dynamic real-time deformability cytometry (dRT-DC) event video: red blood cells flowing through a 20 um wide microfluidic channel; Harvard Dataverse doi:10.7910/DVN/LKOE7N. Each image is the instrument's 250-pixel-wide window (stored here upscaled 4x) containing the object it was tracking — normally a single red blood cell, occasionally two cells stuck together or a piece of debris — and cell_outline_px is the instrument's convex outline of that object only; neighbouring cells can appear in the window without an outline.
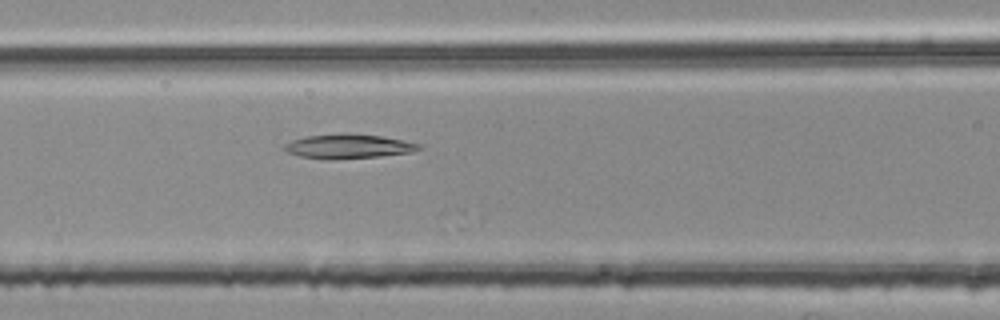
{"species": "common noctule bat (a hibernating species)", "species_latin": "Nyctalus noctula", "temperature_condition": "room temperature", "stored_images_in_passage": 28, "camera_frame_rate_fps": 3000, "um_per_image_px": 0.085, "animal": {"sex": "female", "body_mass_g": 25.1}, "frame": {"image": 1, "passage_image": 23, "time_ms": 7.333, "image_size_px": [1000, 320], "cell_outline_px": [[424, 148], [412, 152], [380, 156], [332, 160], [328, 160], [300, 156], [288, 152], [284, 148], [284, 144], [292, 140], [304, 136], [340, 132], [348, 132], [384, 136], [420, 144]], "centroid_in_image_um": [29.61, 12.42], "position_along_channel_um": 137.0, "area_um2": 19.54}}
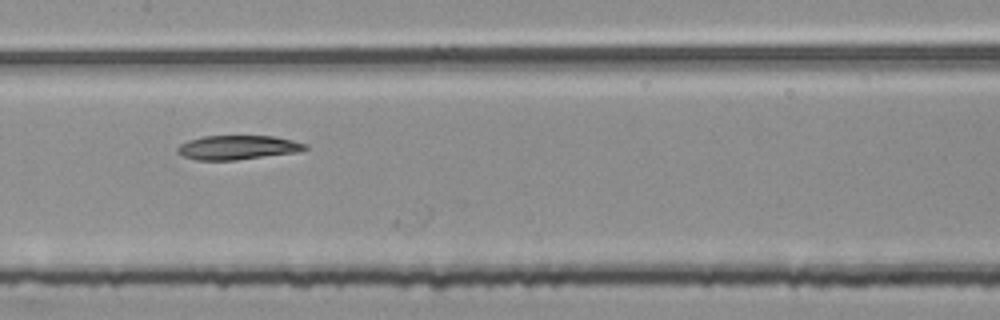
{"frame": {"image": 2, "passage_image": 27, "time_ms": 8.667, "image_size_px": [1000, 320], "cell_outline_px": [[308, 148], [300, 152], [236, 160], [196, 160], [184, 156], [176, 152], [176, 148], [180, 144], [188, 140], [204, 136], [272, 136], [292, 140], [308, 144]], "centroid_in_image_um": [20.21, 12.54], "position_along_channel_um": 187.2, "area_um2": 18.09}}